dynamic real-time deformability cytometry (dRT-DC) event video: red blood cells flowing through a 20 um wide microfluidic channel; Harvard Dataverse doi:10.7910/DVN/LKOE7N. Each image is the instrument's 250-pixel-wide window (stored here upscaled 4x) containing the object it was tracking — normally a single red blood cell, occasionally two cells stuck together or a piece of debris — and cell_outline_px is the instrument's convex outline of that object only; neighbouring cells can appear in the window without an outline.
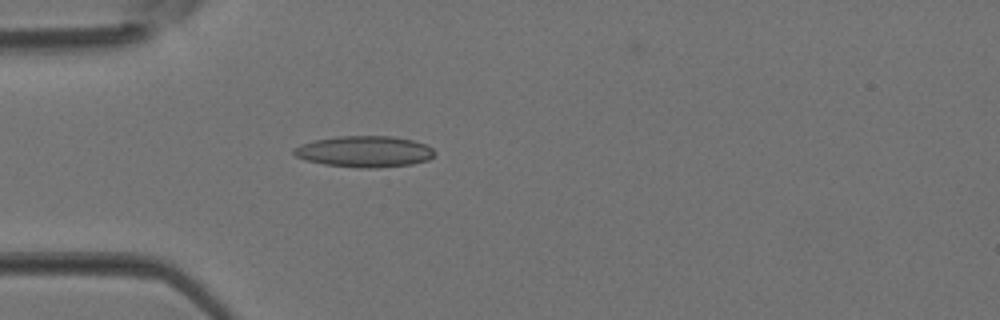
{"species": "Egyptian fruit bat (a non-hibernating species)", "species_latin": "Rousettus aegyptiacus", "temperature_condition": "room temperature", "stored_images_in_passage": 3, "camera_frame_rate_fps": 3000, "um_per_image_px": 0.085, "animal": {"sex": "female"}, "frame": {"image": 1, "passage_image": 3, "time_ms": 0.667, "image_size_px": [1000, 320], "cell_outline_px": [[436, 152], [428, 160], [412, 164], [376, 168], [360, 168], [324, 164], [304, 160], [296, 156], [292, 152], [292, 148], [316, 140], [336, 136], [392, 136], [412, 140], [424, 144], [432, 148]], "centroid_in_image_um": [30.98, 12.88], "position_along_channel_um": 54.0, "area_um2": 25.55}}